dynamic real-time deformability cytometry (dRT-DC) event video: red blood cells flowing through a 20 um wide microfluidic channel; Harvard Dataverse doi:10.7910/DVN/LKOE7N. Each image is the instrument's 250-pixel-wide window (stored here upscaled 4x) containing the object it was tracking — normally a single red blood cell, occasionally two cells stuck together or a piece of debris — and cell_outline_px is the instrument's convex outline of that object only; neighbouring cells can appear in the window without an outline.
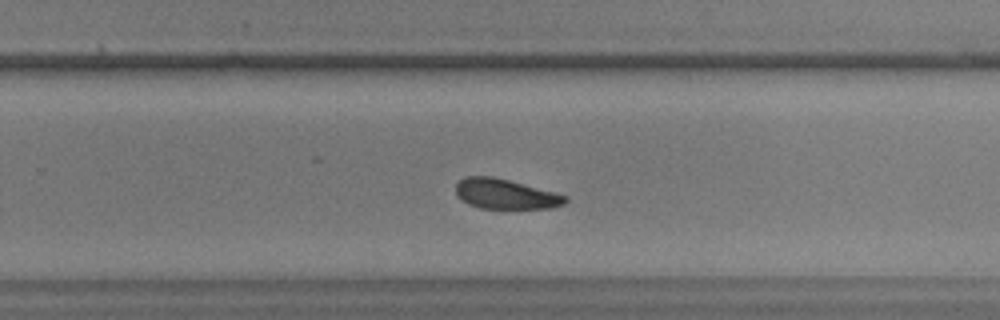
{"species": "common noctule bat (a hibernating species)", "species_latin": "Nyctalus noctula", "temperature_condition": "warm", "stored_images_in_passage": 44, "camera_frame_rate_fps": 3000, "um_per_image_px": 0.085, "animal": {"sex": "male", "body_mass_g": 17.9, "forearm_length_mm": 54.2}, "frame": {"image": 1, "passage_image": 26, "time_ms": 8.333, "image_size_px": [1000, 320], "cell_outline_px": [[568, 200], [564, 204], [552, 208], [480, 208], [468, 204], [456, 196], [456, 184], [464, 176], [492, 176], [556, 192], [568, 196]], "centroid_in_image_um": [42.96, 16.49], "position_along_channel_um": 286.8, "area_um2": 19.19}}
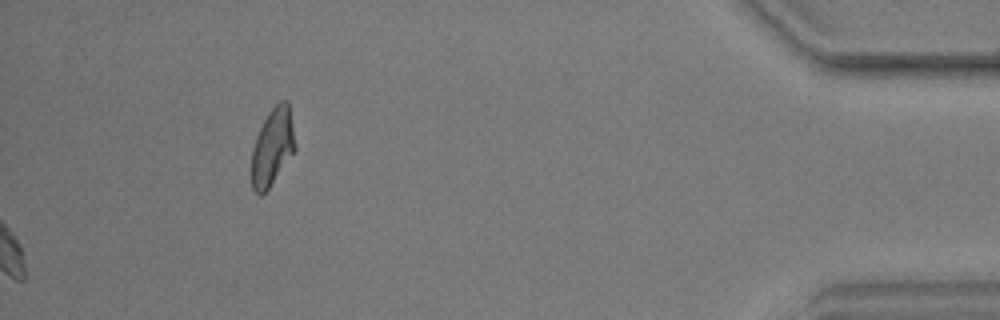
{"frame": {"image": 2, "passage_image": 44, "time_ms": 14.333, "image_size_px": [1000, 320], "cell_outline_px": [[296, 148], [268, 188], [260, 196], [252, 188], [252, 148], [256, 136], [268, 112], [280, 100], [288, 100], [296, 144]], "centroid_in_image_um": [23.16, 12.45], "position_along_channel_um": 412.0, "area_um2": 19.31}}